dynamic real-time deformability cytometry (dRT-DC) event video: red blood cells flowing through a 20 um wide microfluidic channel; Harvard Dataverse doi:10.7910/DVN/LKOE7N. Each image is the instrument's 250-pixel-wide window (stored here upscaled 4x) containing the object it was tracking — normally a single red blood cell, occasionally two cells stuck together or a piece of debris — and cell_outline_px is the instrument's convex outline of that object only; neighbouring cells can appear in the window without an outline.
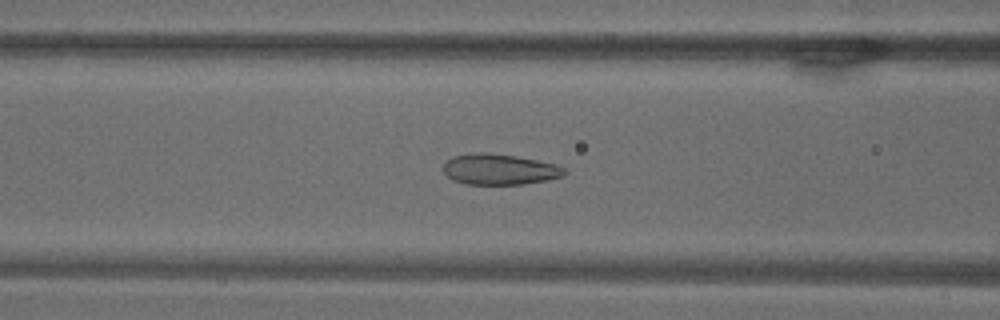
{"species": "common noctule bat (a hibernating species)", "species_latin": "Nyctalus noctula", "temperature_condition": "warm", "stored_images_in_passage": 71, "camera_frame_rate_fps": 3000, "um_per_image_px": 0.085, "animal": {"sex": "male", "body_mass_g": 18.8}, "frame": {"image": 1, "passage_image": 29, "time_ms": 9.333, "image_size_px": [1000, 320], "cell_outline_px": [[568, 172], [564, 176], [548, 180], [524, 184], [464, 184], [452, 180], [444, 172], [444, 164], [452, 156], [472, 152], [488, 152], [516, 156], [556, 164], [564, 168]], "centroid_in_image_um": [42.47, 14.39], "position_along_channel_um": 124.1, "area_um2": 21.91}}
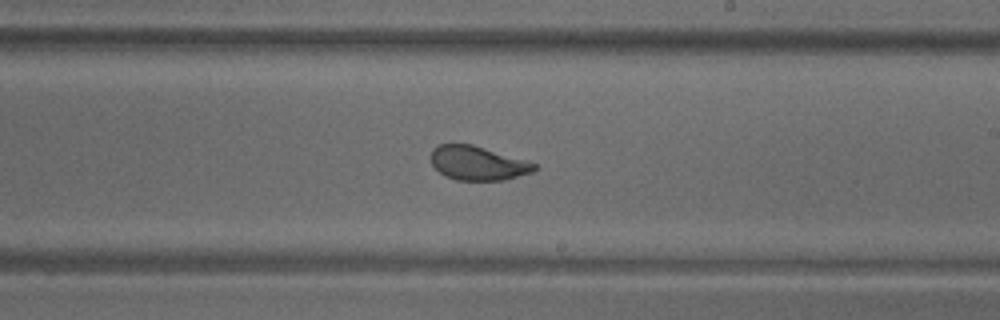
{"frame": {"image": 2, "passage_image": 42, "time_ms": 13.667, "image_size_px": [1000, 320], "cell_outline_px": [[536, 168], [532, 172], [504, 180], [456, 180], [440, 172], [432, 164], [432, 148], [440, 144], [472, 144], [524, 160], [536, 164]], "centroid_in_image_um": [40.6, 13.87], "position_along_channel_um": 248.4, "area_um2": 20.11}}
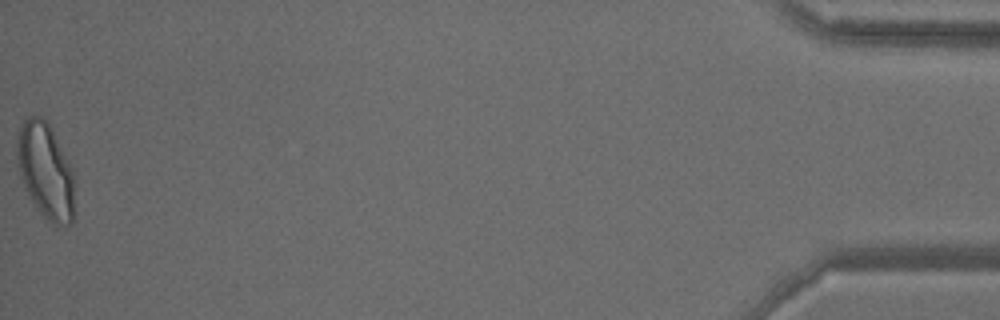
{"frame": {"image": 3, "passage_image": 71, "time_ms": 23.333, "image_size_px": [1000, 320], "cell_outline_px": [[72, 224], [56, 228], [52, 228], [28, 196], [20, 176], [16, 160], [16, 140], [20, 128], [24, 120], [32, 112], [48, 120], [72, 168]], "centroid_in_image_um": [3.83, 14.5], "position_along_channel_um": 431.4, "area_um2": 32.54}}